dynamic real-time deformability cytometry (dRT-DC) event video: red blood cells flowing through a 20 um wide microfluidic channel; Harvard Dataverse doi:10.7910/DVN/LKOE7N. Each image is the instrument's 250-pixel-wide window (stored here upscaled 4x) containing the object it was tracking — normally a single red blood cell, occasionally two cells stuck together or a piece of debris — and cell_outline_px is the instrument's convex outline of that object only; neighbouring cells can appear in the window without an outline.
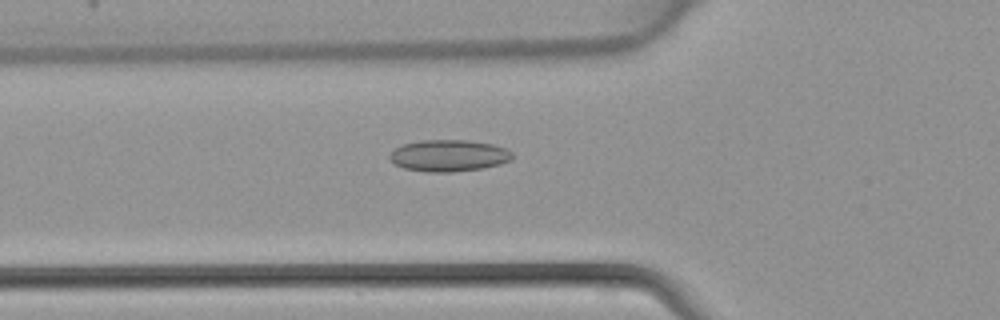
{"species": "common noctule bat (a hibernating species)", "species_latin": "Nyctalus noctula", "temperature_condition": "warm", "stored_images_in_passage": 32, "camera_frame_rate_fps": 3000, "um_per_image_px": 0.085, "animal": {"sex": "female", "body_mass_g": 22.7, "forearm_length_mm": 54.2}, "frame": {"image": 1, "passage_image": 3, "time_ms": 0.667, "image_size_px": [1000, 320], "cell_outline_px": [[512, 160], [500, 164], [484, 168], [452, 172], [428, 172], [404, 168], [396, 164], [388, 156], [396, 148], [404, 144], [420, 140], [468, 140], [492, 144], [504, 148], [512, 152]], "centroid_in_image_um": [38.17, 13.23], "position_along_channel_um": 87.6, "area_um2": 22.54}}
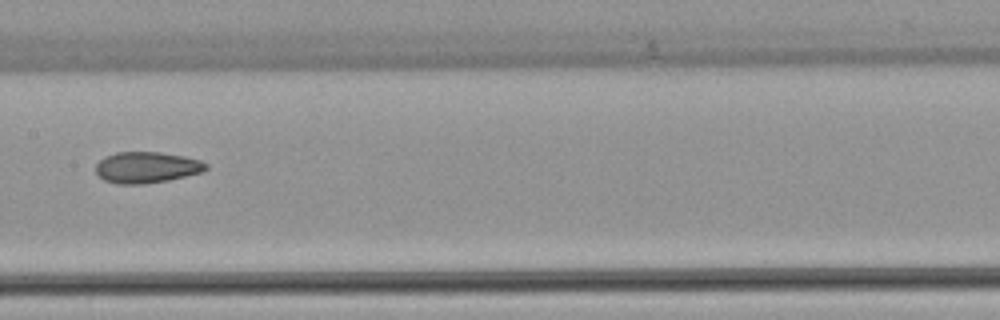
{"frame": {"image": 2, "passage_image": 10, "time_ms": 3.0, "image_size_px": [1000, 320], "cell_outline_px": [[208, 168], [204, 172], [168, 180], [144, 184], [116, 184], [104, 180], [96, 172], [96, 164], [104, 156], [116, 152], [160, 152], [184, 156], [200, 160], [208, 164]], "centroid_in_image_um": [12.48, 14.23], "position_along_channel_um": 194.9, "area_um2": 20.17}}
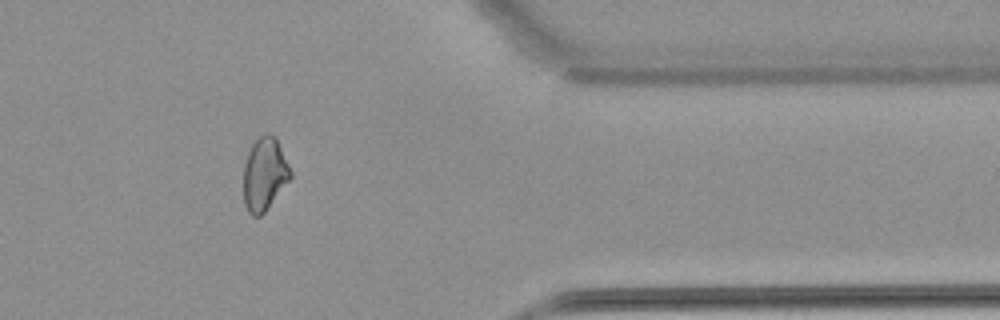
{"frame": {"image": 3, "passage_image": 24, "time_ms": 7.667, "image_size_px": [1000, 320], "cell_outline_px": [[292, 176], [264, 212], [260, 216], [252, 216], [248, 212], [244, 204], [244, 164], [248, 152], [252, 144], [264, 132], [268, 132], [276, 136], [292, 172]], "centroid_in_image_um": [22.48, 14.76], "position_along_channel_um": 388.9, "area_um2": 19.94}}